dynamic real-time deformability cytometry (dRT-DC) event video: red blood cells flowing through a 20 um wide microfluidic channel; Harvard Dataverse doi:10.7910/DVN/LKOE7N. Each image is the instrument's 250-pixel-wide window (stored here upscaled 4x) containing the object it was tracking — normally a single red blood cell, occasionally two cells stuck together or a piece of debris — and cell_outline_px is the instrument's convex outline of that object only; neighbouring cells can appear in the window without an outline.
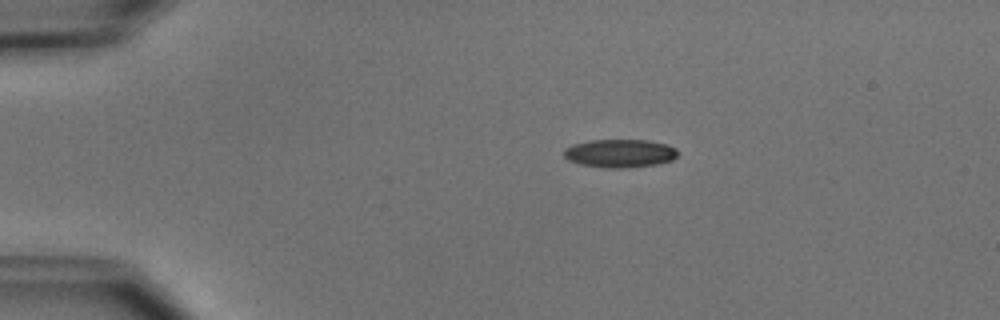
{"species": "common noctule bat (a hibernating species)", "species_latin": "Nyctalus noctula", "temperature_condition": "cold", "stored_images_in_passage": 5, "camera_frame_rate_fps": 3000, "um_per_image_px": 0.085, "animal": {"sex": "male", "body_mass_g": 15.6}, "frame": {"image": 1, "passage_image": 3, "time_ms": 3.0, "image_size_px": [1000, 320], "cell_outline_px": [[676, 156], [672, 160], [656, 164], [624, 168], [608, 168], [580, 164], [568, 160], [564, 156], [564, 148], [572, 144], [592, 140], [648, 140], [668, 144], [676, 148]], "centroid_in_image_um": [52.67, 13.02], "position_along_channel_um": 32.3, "area_um2": 18.73}}
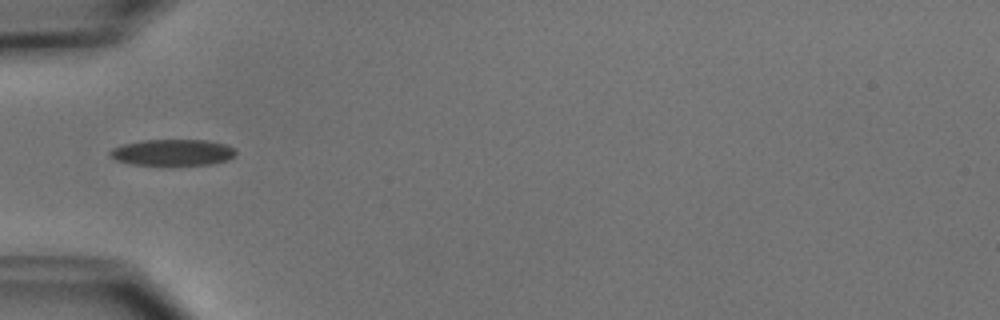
{"frame": {"image": 2, "passage_image": 5, "time_ms": 5.333, "image_size_px": [1000, 320], "cell_outline_px": [[236, 152], [228, 160], [212, 164], [172, 168], [132, 164], [116, 160], [108, 156], [108, 152], [112, 148], [120, 144], [144, 140], [204, 140], [224, 144], [236, 148]], "centroid_in_image_um": [14.63, 13.01], "position_along_channel_um": 70.4, "area_um2": 20.29}}